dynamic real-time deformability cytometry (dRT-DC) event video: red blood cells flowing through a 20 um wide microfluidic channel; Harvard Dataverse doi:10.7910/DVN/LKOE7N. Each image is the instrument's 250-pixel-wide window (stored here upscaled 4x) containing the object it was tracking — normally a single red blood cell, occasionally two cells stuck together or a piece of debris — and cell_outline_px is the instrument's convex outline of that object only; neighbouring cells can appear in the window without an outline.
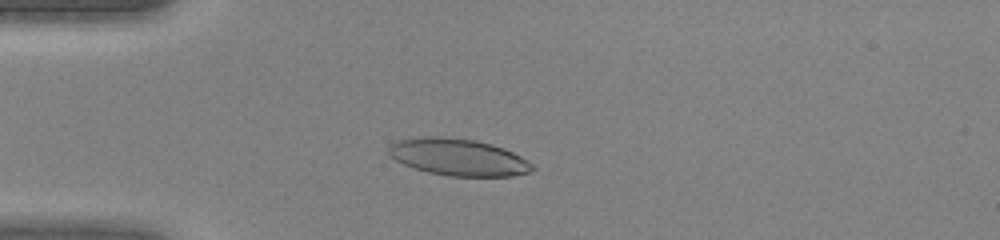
{"species": "human", "species_latin": "Homo sapiens", "temperature_condition": "warm", "stored_images_in_passage": 45, "camera_frame_rate_fps": 3000, "um_per_image_px": 0.085, "donor": {"sex": "female"}, "frame": {"image": 1, "passage_image": 12, "time_ms": 3.667, "image_size_px": [1000, 240], "cell_outline_px": [[536, 168], [532, 172], [512, 176], [448, 176], [428, 172], [412, 168], [396, 160], [388, 152], [388, 144], [400, 140], [424, 136], [444, 136], [476, 140], [492, 144], [504, 148], [528, 160]], "centroid_in_image_um": [38.97, 13.36], "position_along_channel_um": 46.0, "area_um2": 31.15}}
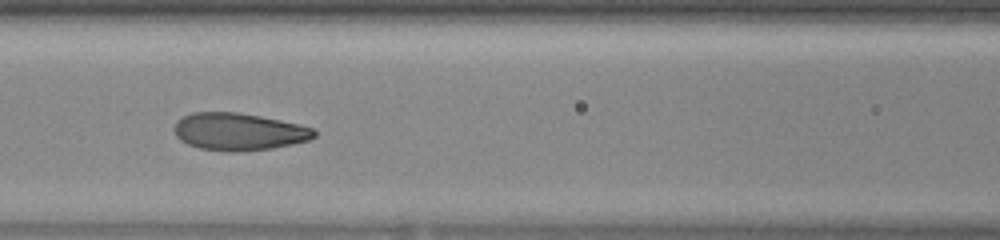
{"frame": {"image": 2, "passage_image": 20, "time_ms": 6.333, "image_size_px": [1000, 240], "cell_outline_px": [[316, 136], [308, 140], [292, 144], [272, 148], [240, 152], [228, 152], [200, 148], [188, 144], [180, 140], [176, 136], [172, 128], [176, 120], [192, 112], [236, 112], [260, 116], [300, 124], [312, 128], [316, 132]], "centroid_in_image_um": [20.26, 11.19], "position_along_channel_um": 146.3, "area_um2": 30.63}}
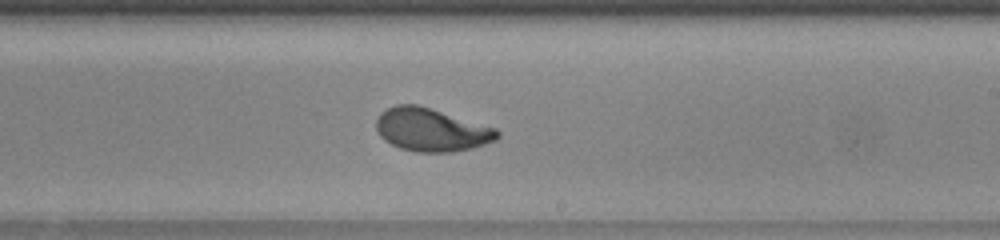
{"frame": {"image": 3, "passage_image": 27, "time_ms": 8.667, "image_size_px": [1000, 240], "cell_outline_px": [[500, 136], [496, 140], [472, 148], [452, 152], [416, 152], [400, 148], [384, 140], [380, 136], [376, 128], [376, 120], [380, 112], [396, 104], [416, 104], [496, 128], [500, 132]], "centroid_in_image_um": [36.65, 11.04], "position_along_channel_um": 252.4, "area_um2": 30.29}}